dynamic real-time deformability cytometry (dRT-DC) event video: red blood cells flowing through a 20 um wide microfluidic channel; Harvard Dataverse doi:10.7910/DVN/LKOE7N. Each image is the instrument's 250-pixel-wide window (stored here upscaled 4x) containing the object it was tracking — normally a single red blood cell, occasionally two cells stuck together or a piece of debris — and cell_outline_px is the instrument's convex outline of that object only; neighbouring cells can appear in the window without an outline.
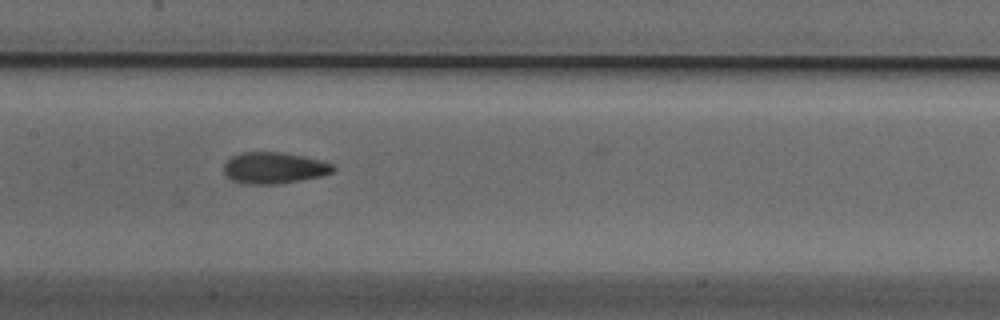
{"species": "Egyptian fruit bat (a non-hibernating species)", "species_latin": "Rousettus aegyptiacus", "temperature_condition": "cold", "stored_images_in_passage": 27, "camera_frame_rate_fps": 3000, "um_per_image_px": 0.085, "animal": {"sex": "male"}, "frame": {"image": 1, "passage_image": 12, "time_ms": 3.667, "image_size_px": [1000, 320], "cell_outline_px": [[336, 168], [332, 172], [320, 176], [300, 180], [276, 184], [248, 184], [232, 180], [224, 172], [224, 164], [232, 156], [244, 152], [280, 152], [304, 156], [320, 160], [332, 164]], "centroid_in_image_um": [23.29, 14.27], "position_along_channel_um": 184.1, "area_um2": 19.77}}
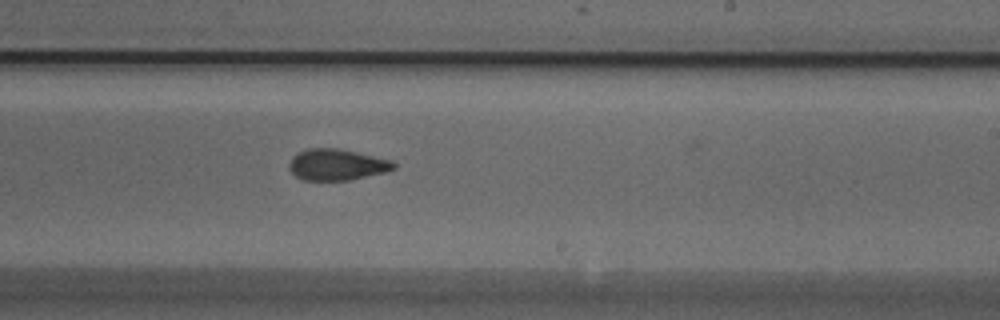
{"frame": {"image": 2, "passage_image": 18, "time_ms": 5.667, "image_size_px": [1000, 320], "cell_outline_px": [[396, 168], [388, 172], [348, 180], [304, 180], [296, 176], [288, 168], [288, 164], [292, 156], [296, 152], [308, 148], [340, 148], [392, 160], [396, 164]], "centroid_in_image_um": [28.63, 13.98], "position_along_channel_um": 260.4, "area_um2": 19.31}}
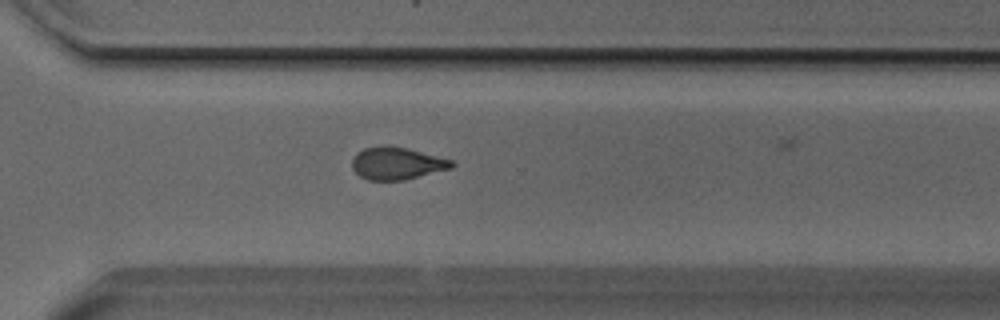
{"frame": {"image": 3, "passage_image": 24, "time_ms": 7.667, "image_size_px": [1000, 320], "cell_outline_px": [[456, 164], [452, 168], [404, 180], [368, 180], [360, 176], [352, 168], [352, 160], [356, 152], [364, 148], [384, 144], [408, 148], [452, 160]], "centroid_in_image_um": [33.72, 13.87], "position_along_channel_um": 336.9, "area_um2": 18.96}}